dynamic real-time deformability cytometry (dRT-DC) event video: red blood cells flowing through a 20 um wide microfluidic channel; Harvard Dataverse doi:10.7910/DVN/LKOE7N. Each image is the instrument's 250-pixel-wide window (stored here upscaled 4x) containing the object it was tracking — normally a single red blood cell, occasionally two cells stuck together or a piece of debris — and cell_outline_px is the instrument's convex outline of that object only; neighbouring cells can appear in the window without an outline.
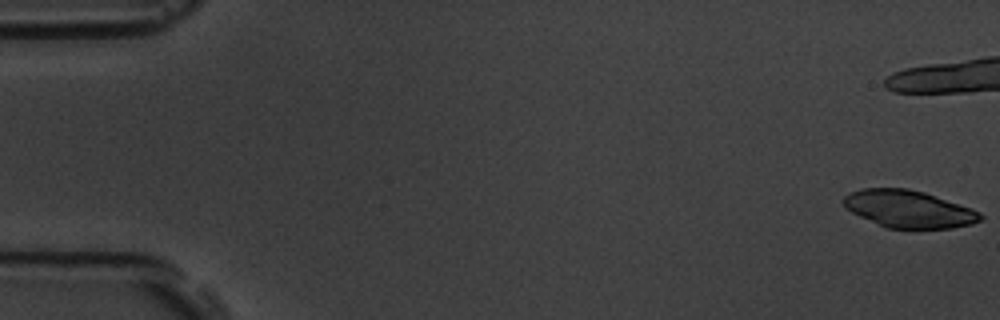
{"species": "common noctule bat (a hibernating species)", "species_latin": "Nyctalus noctula", "temperature_condition": "room temperature", "stored_images_in_passage": 6, "camera_frame_rate_fps": 3000, "um_per_image_px": 0.085, "animal": {"sex": "male", "body_mass_g": 19.5, "forearm_length_mm": 54.6}, "frame": {"image": 1, "passage_image": 1, "time_ms": 0.0, "image_size_px": [1000, 320], "cell_outline_px": [[984, 216], [980, 220], [972, 224], [952, 228], [888, 228], [860, 216], [852, 212], [840, 200], [844, 196], [860, 188], [908, 188], [924, 192], [972, 208], [980, 212]], "centroid_in_image_um": [77.25, 17.75], "position_along_channel_um": 7.7, "area_um2": 29.59}}